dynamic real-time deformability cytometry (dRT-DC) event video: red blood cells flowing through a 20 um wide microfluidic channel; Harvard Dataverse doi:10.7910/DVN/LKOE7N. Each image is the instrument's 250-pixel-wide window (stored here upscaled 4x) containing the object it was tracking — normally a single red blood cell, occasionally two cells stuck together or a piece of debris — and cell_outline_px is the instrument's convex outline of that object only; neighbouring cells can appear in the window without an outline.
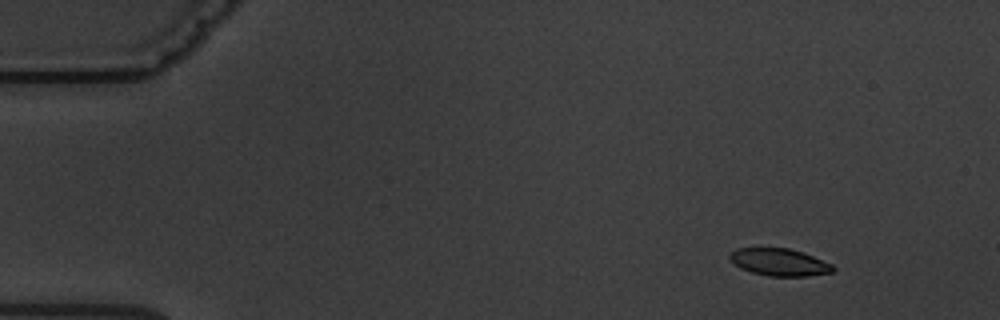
{"species": "common noctule bat (a hibernating species)", "species_latin": "Nyctalus noctula", "temperature_condition": "warm", "stored_images_in_passage": 4, "camera_frame_rate_fps": 3000, "um_per_image_px": 0.085, "animal": {"sex": "male", "body_mass_g": 19.5, "forearm_length_mm": 54.6}, "frame": {"image": 1, "passage_image": 1, "time_ms": 0.0, "image_size_px": [1000, 320], "cell_outline_px": [[836, 268], [832, 272], [808, 276], [768, 276], [752, 272], [740, 268], [728, 256], [736, 248], [788, 248], [812, 256], [832, 264]], "centroid_in_image_um": [66.25, 22.29], "position_along_channel_um": 18.7, "area_um2": 16.18}}
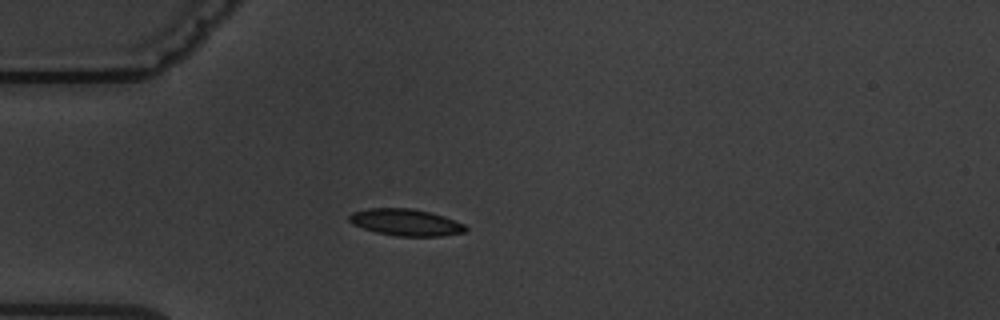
{"frame": {"image": 2, "passage_image": 4, "time_ms": 3.333, "image_size_px": [1000, 320], "cell_outline_px": [[468, 228], [464, 232], [440, 236], [396, 236], [376, 232], [352, 224], [348, 220], [348, 216], [352, 212], [368, 208], [412, 208], [432, 212], [444, 216], [464, 224]], "centroid_in_image_um": [34.48, 18.89], "position_along_channel_um": 50.5, "area_um2": 18.21}}